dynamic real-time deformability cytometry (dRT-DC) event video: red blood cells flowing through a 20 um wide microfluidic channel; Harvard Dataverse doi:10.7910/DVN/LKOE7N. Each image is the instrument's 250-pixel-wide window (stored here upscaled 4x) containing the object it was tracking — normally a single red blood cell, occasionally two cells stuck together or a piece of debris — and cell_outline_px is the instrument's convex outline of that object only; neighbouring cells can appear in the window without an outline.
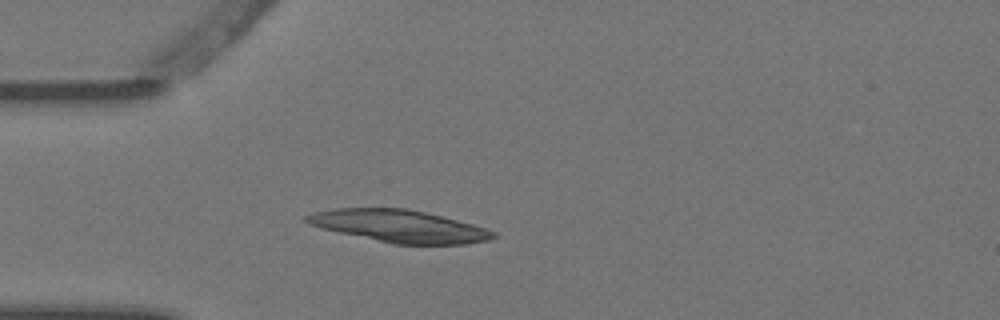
{"species": "Egyptian fruit bat (a non-hibernating species)", "species_latin": "Rousettus aegyptiacus", "temperature_condition": "warm", "stored_images_in_passage": 5, "camera_frame_rate_fps": 3000, "um_per_image_px": 0.085, "animal": {"sex": "female"}, "frame": {"image": 1, "passage_image": 5, "time_ms": 1.333, "image_size_px": [1000, 320], "cell_outline_px": [[496, 236], [488, 240], [468, 244], [392, 244], [340, 232], [308, 224], [304, 220], [304, 216], [316, 212], [336, 208], [404, 208], [424, 212], [472, 224], [496, 232]], "centroid_in_image_um": [33.94, 19.22], "position_along_channel_um": 51.1, "area_um2": 34.68}}